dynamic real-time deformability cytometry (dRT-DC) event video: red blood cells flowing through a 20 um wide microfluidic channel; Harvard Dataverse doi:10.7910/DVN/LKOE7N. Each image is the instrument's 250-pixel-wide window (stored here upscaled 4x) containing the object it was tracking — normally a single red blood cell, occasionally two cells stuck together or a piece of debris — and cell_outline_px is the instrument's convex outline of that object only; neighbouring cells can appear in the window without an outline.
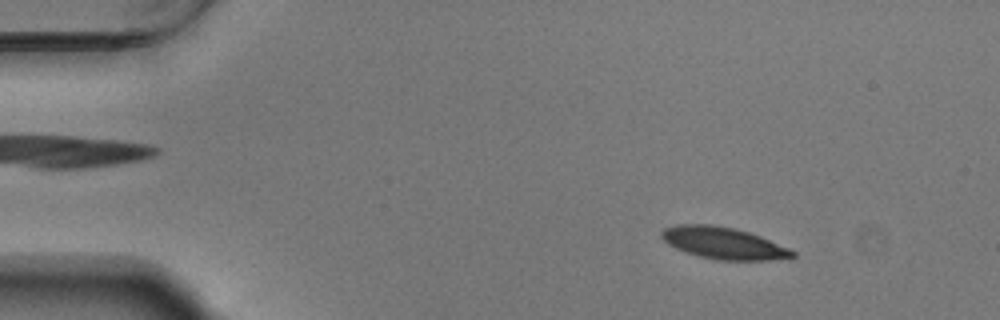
{"species": "Egyptian fruit bat (a non-hibernating species)", "species_latin": "Rousettus aegyptiacus", "temperature_condition": "warm", "stored_images_in_passage": 16, "camera_frame_rate_fps": 3000, "um_per_image_px": 0.085, "animal": {"sex": "male"}, "frame": {"image": 1, "passage_image": 7, "time_ms": 2.0, "image_size_px": [1000, 320], "cell_outline_px": [[796, 256], [768, 260], [720, 260], [700, 256], [676, 248], [668, 244], [660, 236], [660, 232], [664, 228], [676, 224], [708, 224], [732, 228], [748, 232], [760, 236], [788, 248], [796, 252]], "centroid_in_image_um": [61.46, 20.65], "position_along_channel_um": 23.5, "area_um2": 23.93}}